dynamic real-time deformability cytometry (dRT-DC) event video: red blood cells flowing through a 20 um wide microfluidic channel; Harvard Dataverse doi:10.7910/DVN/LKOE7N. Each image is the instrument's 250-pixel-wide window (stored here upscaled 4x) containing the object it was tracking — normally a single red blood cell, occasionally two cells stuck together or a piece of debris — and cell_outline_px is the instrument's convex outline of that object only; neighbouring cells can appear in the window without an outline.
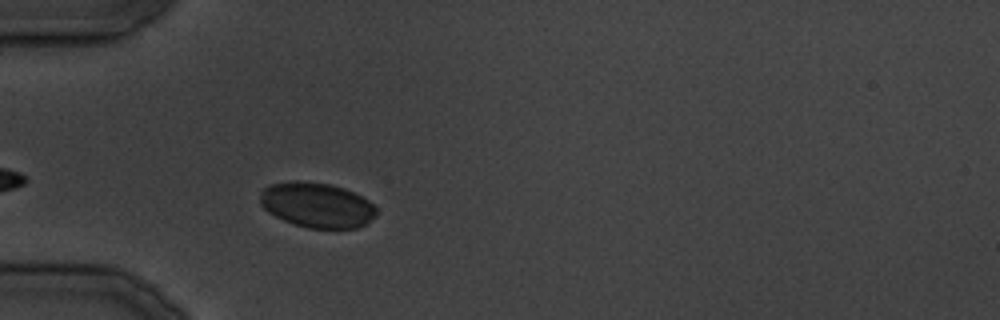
{"species": "common noctule bat (a hibernating species)", "species_latin": "Nyctalus noctula", "temperature_condition": "cold", "stored_images_in_passage": 28, "camera_frame_rate_fps": 3000, "um_per_image_px": 0.085, "animal": {"sex": "male", "body_mass_g": 19.5, "forearm_length_mm": 54.6}, "frame": {"image": 1, "passage_image": 5, "time_ms": 5.333, "image_size_px": [1000, 320], "cell_outline_px": [[376, 216], [364, 224], [356, 228], [308, 228], [284, 220], [268, 212], [260, 204], [260, 192], [268, 184], [292, 180], [300, 180], [332, 184], [344, 188], [368, 200], [376, 208]], "centroid_in_image_um": [26.9, 17.4], "position_along_channel_um": 58.1, "area_um2": 30.58}}